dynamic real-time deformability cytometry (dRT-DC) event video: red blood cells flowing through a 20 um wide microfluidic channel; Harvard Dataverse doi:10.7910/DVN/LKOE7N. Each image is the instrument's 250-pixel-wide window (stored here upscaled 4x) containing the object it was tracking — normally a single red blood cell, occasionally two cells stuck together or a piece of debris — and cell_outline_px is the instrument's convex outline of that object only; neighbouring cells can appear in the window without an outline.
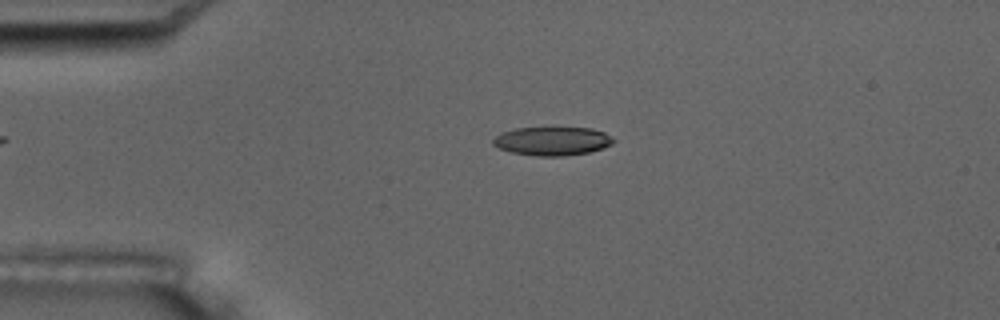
{"species": "common noctule bat (a hibernating species)", "species_latin": "Nyctalus noctula", "temperature_condition": "room temperature", "stored_images_in_passage": 4, "camera_frame_rate_fps": 3000, "um_per_image_px": 0.085, "animal": {"sex": "male", "body_mass_g": 17.5, "forearm_length_mm": 52.3}, "frame": {"image": 1, "passage_image": 3, "time_ms": 2.333, "image_size_px": [1000, 320], "cell_outline_px": [[616, 140], [612, 144], [604, 148], [588, 152], [564, 156], [536, 156], [512, 152], [500, 148], [492, 144], [492, 140], [496, 136], [504, 132], [516, 128], [556, 124], [592, 128], [604, 132]], "centroid_in_image_um": [46.98, 11.93], "position_along_channel_um": 38.0, "area_um2": 21.04}}